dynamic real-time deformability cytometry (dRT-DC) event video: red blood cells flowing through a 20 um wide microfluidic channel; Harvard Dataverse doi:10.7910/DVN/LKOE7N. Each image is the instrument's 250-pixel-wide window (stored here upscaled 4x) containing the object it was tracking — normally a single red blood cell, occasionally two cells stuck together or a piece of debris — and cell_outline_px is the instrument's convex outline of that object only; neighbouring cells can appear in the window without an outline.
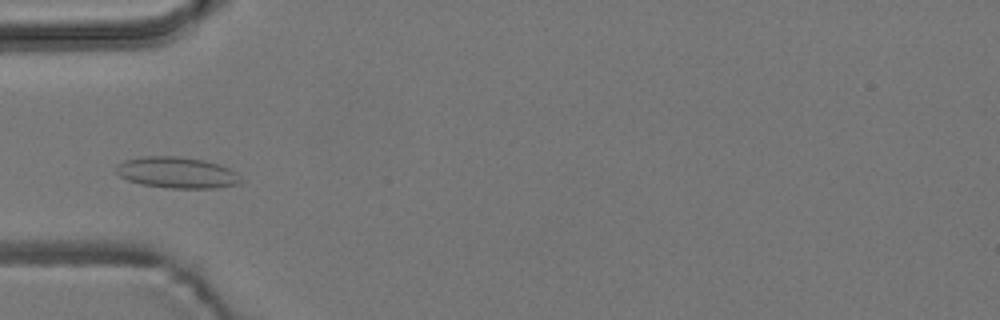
{"species": "common noctule bat (a hibernating species)", "species_latin": "Nyctalus noctula", "temperature_condition": "room temperature", "stored_images_in_passage": 9, "camera_frame_rate_fps": 3000, "um_per_image_px": 0.085, "animal": {"sex": "male", "body_mass_g": 19.2, "forearm_length_mm": 51.8}, "frame": {"image": 1, "passage_image": 6, "time_ms": 6.0, "image_size_px": [1000, 320], "cell_outline_px": [[240, 184], [216, 188], [172, 188], [144, 184], [128, 180], [120, 176], [116, 172], [116, 168], [124, 160], [144, 156], [180, 156], [204, 160], [220, 164], [236, 172], [240, 180]], "centroid_in_image_um": [15.06, 14.66], "position_along_channel_um": 69.9, "area_um2": 22.48}}
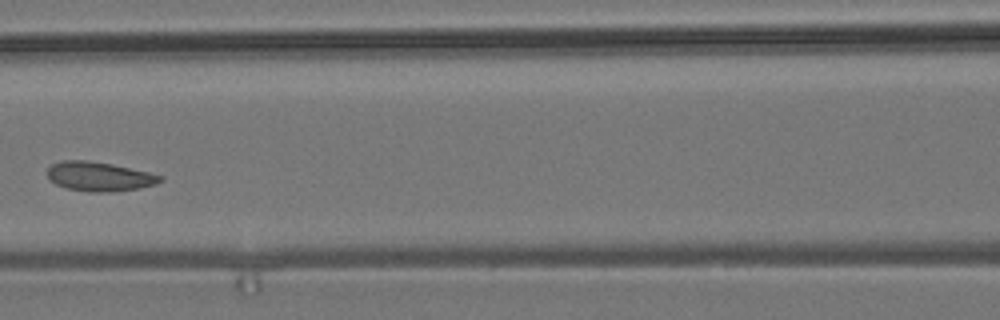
{"frame": {"image": 2, "passage_image": 8, "time_ms": 8.333, "image_size_px": [1000, 320], "cell_outline_px": [[164, 180], [156, 184], [140, 188], [112, 192], [88, 192], [68, 188], [56, 184], [48, 180], [48, 168], [52, 164], [60, 160], [88, 160], [112, 164], [148, 172], [164, 176]], "centroid_in_image_um": [8.45, 15.0], "position_along_channel_um": 158.2, "area_um2": 19.42}}
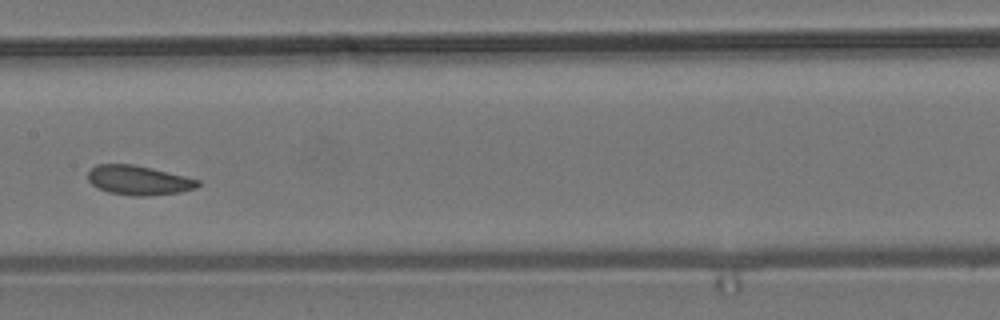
{"frame": {"image": 3, "passage_image": 9, "time_ms": 9.333, "image_size_px": [1000, 320], "cell_outline_px": [[200, 184], [196, 188], [180, 192], [148, 196], [136, 196], [108, 192], [92, 184], [88, 180], [88, 172], [96, 164], [132, 164], [184, 176], [200, 180]], "centroid_in_image_um": [11.78, 15.32], "position_along_channel_um": 195.6, "area_um2": 18.61}}